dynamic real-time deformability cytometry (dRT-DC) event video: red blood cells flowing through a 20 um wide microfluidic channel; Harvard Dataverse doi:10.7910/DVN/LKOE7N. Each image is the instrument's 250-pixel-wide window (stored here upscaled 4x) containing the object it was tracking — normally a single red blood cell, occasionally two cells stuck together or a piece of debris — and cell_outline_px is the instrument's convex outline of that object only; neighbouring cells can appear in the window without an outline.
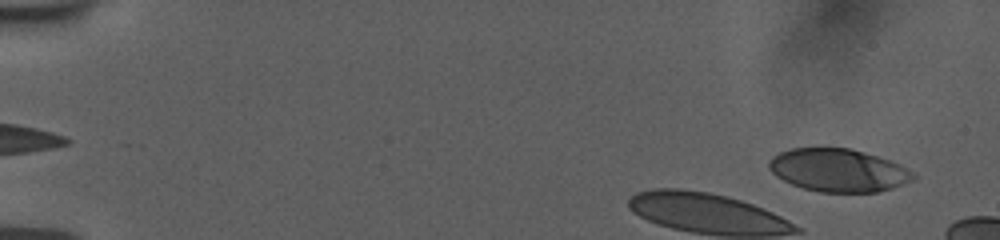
{"species": "human", "species_latin": "Homo sapiens", "temperature_condition": "room temperature", "stored_images_in_passage": 14, "camera_frame_rate_fps": 3000, "um_per_image_px": 0.085, "donor": {"sex": "female"}, "frame": {"image": 1, "passage_image": 3, "time_ms": 0.667, "image_size_px": [1000, 240], "cell_outline_px": [[916, 176], [912, 180], [892, 188], [876, 192], [820, 192], [804, 188], [792, 184], [776, 176], [768, 168], [768, 160], [772, 156], [780, 152], [792, 148], [848, 148], [864, 152], [888, 160], [912, 172]], "centroid_in_image_um": [71.2, 14.47], "position_along_channel_um": 13.8, "area_um2": 35.66}}